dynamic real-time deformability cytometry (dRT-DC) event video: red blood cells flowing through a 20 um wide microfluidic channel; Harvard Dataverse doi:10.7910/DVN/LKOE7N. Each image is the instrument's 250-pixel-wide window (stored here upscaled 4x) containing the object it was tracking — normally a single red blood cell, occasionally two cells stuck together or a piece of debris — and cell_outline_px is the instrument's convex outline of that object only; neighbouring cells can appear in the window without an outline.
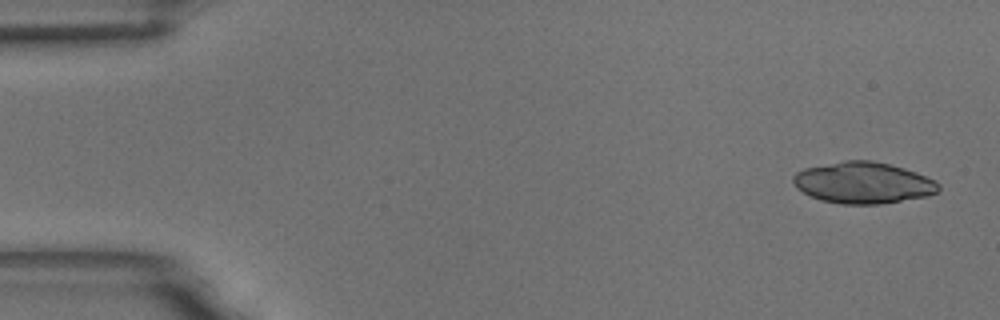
{"species": "common noctule bat (a hibernating species)", "species_latin": "Nyctalus noctula", "temperature_condition": "room temperature", "stored_images_in_passage": 4, "camera_frame_rate_fps": 3000, "um_per_image_px": 0.085, "animal": {"sex": "male", "body_mass_g": 18.8}, "frame": {"image": 1, "passage_image": 1, "time_ms": 0.0, "image_size_px": [1000, 320], "cell_outline_px": [[940, 188], [936, 192], [928, 196], [880, 204], [840, 204], [820, 200], [796, 188], [792, 180], [792, 176], [796, 172], [804, 168], [844, 160], [872, 160], [904, 168], [916, 172], [936, 180], [940, 184]], "centroid_in_image_um": [73.37, 15.53], "position_along_channel_um": 11.6, "area_um2": 35.2}}